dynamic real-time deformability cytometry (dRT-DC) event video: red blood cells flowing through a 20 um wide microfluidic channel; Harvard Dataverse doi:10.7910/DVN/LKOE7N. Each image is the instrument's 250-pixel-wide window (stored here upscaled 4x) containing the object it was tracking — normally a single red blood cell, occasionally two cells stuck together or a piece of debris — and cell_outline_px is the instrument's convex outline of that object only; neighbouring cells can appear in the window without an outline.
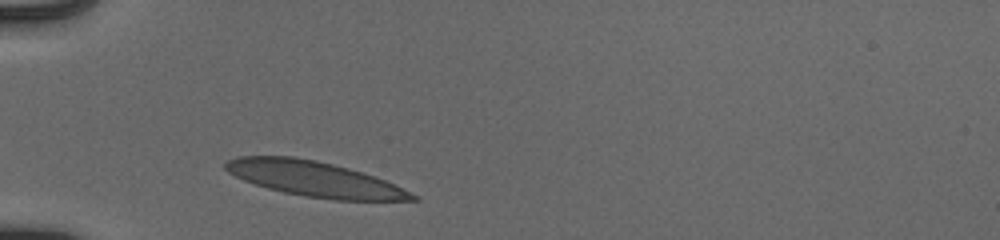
{"species": "human", "species_latin": "Homo sapiens", "temperature_condition": "cold", "stored_images_in_passage": 29, "camera_frame_rate_fps": 3000, "um_per_image_px": 0.085, "donor": {"sex": "male"}, "frame": {"image": 1, "passage_image": 1, "time_ms": 0.0, "image_size_px": [1000, 240], "cell_outline_px": [[420, 200], [332, 200], [304, 196], [284, 192], [268, 188], [244, 180], [228, 172], [224, 168], [224, 164], [228, 160], [236, 156], [292, 156], [316, 160], [348, 168], [384, 180], [420, 196]], "centroid_in_image_um": [26.71, 15.21], "position_along_channel_um": 58.3, "area_um2": 37.97}}
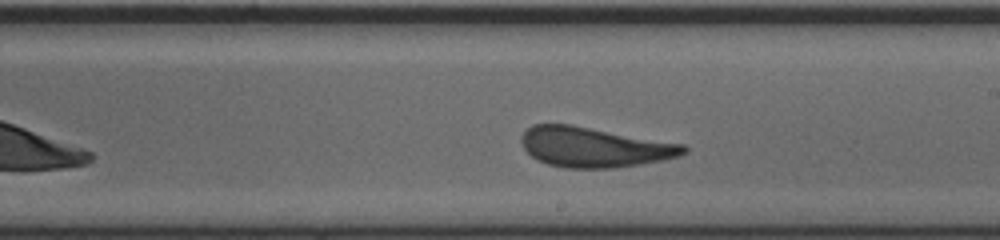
{"frame": {"image": 2, "passage_image": 16, "time_ms": 5.0, "image_size_px": [1000, 240], "cell_outline_px": [[688, 152], [680, 156], [664, 160], [612, 168], [564, 168], [548, 164], [536, 160], [524, 148], [520, 140], [520, 136], [532, 124], [572, 124], [684, 144], [688, 148]], "centroid_in_image_um": [50.51, 12.5], "position_along_channel_um": 238.5, "area_um2": 38.03}}
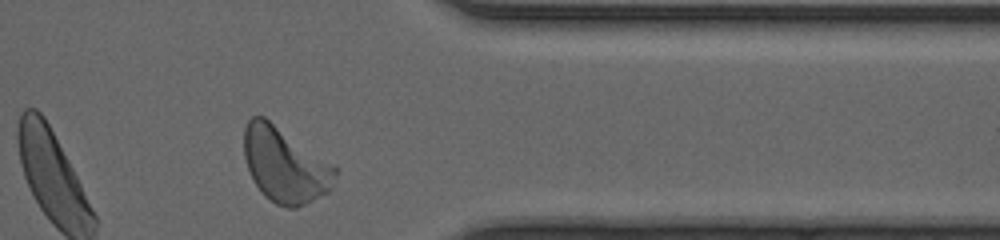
{"frame": {"image": 3, "passage_image": 28, "time_ms": 9.0, "image_size_px": [1000, 240], "cell_outline_px": [[336, 176], [328, 192], [296, 208], [288, 208], [276, 204], [264, 196], [256, 184], [248, 168], [244, 156], [244, 128], [248, 120], [252, 116], [264, 116], [332, 164], [336, 168]], "centroid_in_image_um": [24.19, 14.02], "position_along_channel_um": 387.2, "area_um2": 39.3}, "authors_computed_cell_mechanics": {"area_um2": 37.859, "velocity_mm_per_s": 3.9058, "shape_relaxation_time_tau1_ms": 2.9435, "shape_relaxation_time_tau2_ms": 0.9411, "deformation_change_tau1": 0.1576, "deformation_change_tau2": 0.0811}}